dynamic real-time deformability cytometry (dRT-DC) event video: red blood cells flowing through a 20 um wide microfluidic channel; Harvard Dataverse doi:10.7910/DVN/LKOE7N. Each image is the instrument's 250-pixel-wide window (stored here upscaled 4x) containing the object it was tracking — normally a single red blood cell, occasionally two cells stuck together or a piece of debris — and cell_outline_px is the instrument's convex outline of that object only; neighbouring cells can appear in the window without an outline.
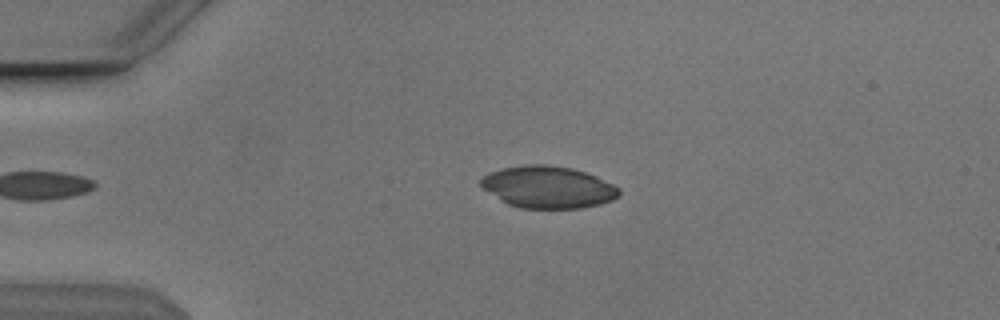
{"species": "Egyptian fruit bat (a non-hibernating species)", "species_latin": "Rousettus aegyptiacus", "temperature_condition": "cold", "stored_images_in_passage": 48, "camera_frame_rate_fps": 3000, "um_per_image_px": 0.085, "animal": {"sex": "male"}, "frame": {"image": 1, "passage_image": 12, "time_ms": 3.667, "image_size_px": [1000, 320], "cell_outline_px": [[620, 196], [612, 200], [600, 204], [580, 208], [520, 208], [508, 204], [500, 200], [484, 188], [480, 184], [480, 180], [484, 176], [492, 172], [504, 168], [524, 164], [544, 164], [572, 168], [596, 176], [620, 188]], "centroid_in_image_um": [46.61, 15.91], "position_along_channel_um": 38.4, "area_um2": 33.64}}
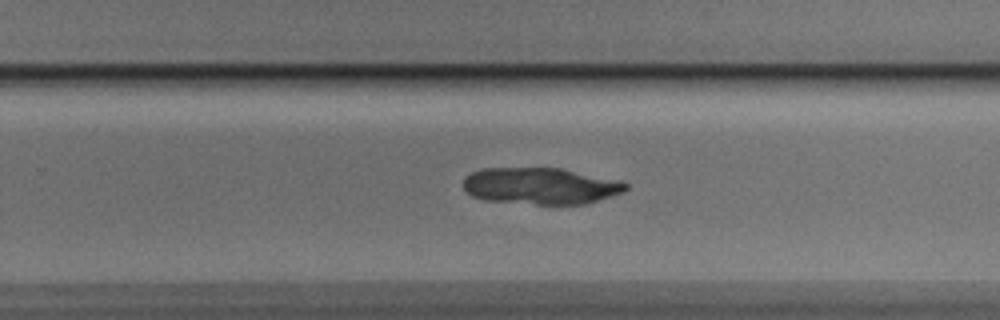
{"frame": {"image": 2, "passage_image": 34, "time_ms": 11.0, "image_size_px": [1000, 320], "cell_outline_px": [[628, 188], [624, 192], [584, 204], [536, 204], [484, 200], [472, 196], [464, 188], [464, 180], [472, 172], [484, 168], [560, 168], [628, 184]], "centroid_in_image_um": [45.9, 15.81], "position_along_channel_um": 283.9, "area_um2": 33.99}}
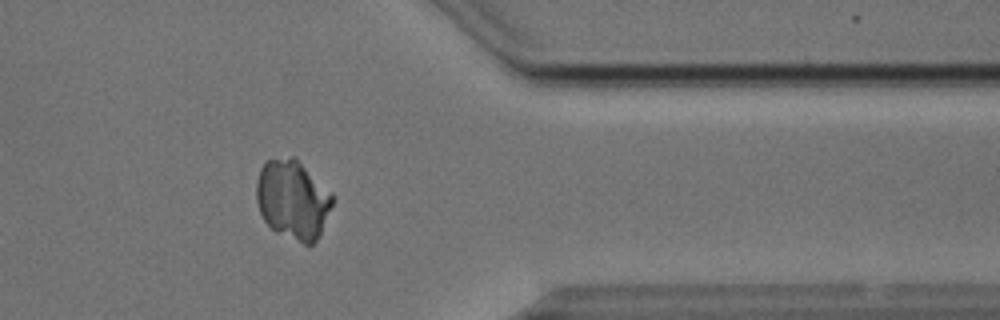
{"frame": {"image": 3, "passage_image": 43, "time_ms": 14.0, "image_size_px": [1000, 320], "cell_outline_px": [[332, 204], [320, 232], [316, 240], [312, 244], [304, 244], [276, 232], [264, 220], [260, 212], [256, 200], [256, 180], [260, 168], [268, 160], [292, 156], [296, 156], [332, 192]], "centroid_in_image_um": [24.87, 16.92], "position_along_channel_um": 386.5, "area_um2": 35.08}}